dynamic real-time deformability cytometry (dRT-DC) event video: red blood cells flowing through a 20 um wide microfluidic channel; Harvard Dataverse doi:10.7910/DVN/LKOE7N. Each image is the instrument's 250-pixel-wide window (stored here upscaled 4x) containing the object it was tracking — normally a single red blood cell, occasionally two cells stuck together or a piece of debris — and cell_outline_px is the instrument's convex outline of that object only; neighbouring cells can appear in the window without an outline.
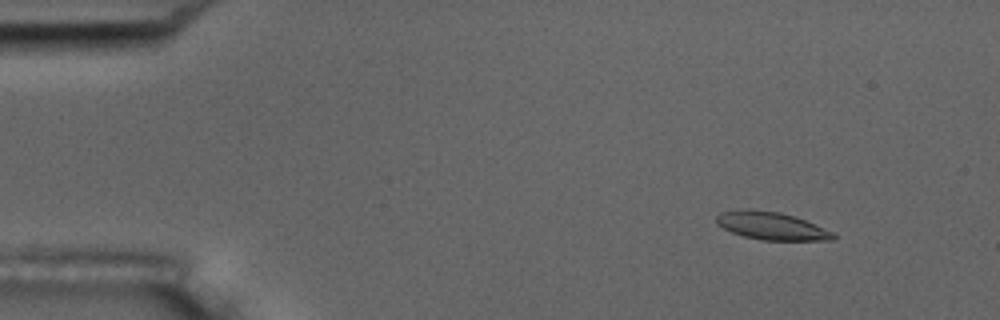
{"species": "common noctule bat (a hibernating species)", "species_latin": "Nyctalus noctula", "temperature_condition": "room temperature", "stored_images_in_passage": 4, "camera_frame_rate_fps": 3000, "um_per_image_px": 0.085, "animal": {"sex": "male", "body_mass_g": 17.5, "forearm_length_mm": 52.3}, "frame": {"image": 1, "passage_image": 2, "time_ms": 1.0, "image_size_px": [1000, 320], "cell_outline_px": [[836, 236], [832, 240], [764, 240], [744, 236], [732, 232], [716, 224], [716, 216], [720, 212], [744, 208], [752, 208], [780, 212], [804, 220], [836, 232]], "centroid_in_image_um": [65.56, 19.18], "position_along_channel_um": 19.4, "area_um2": 19.02}}
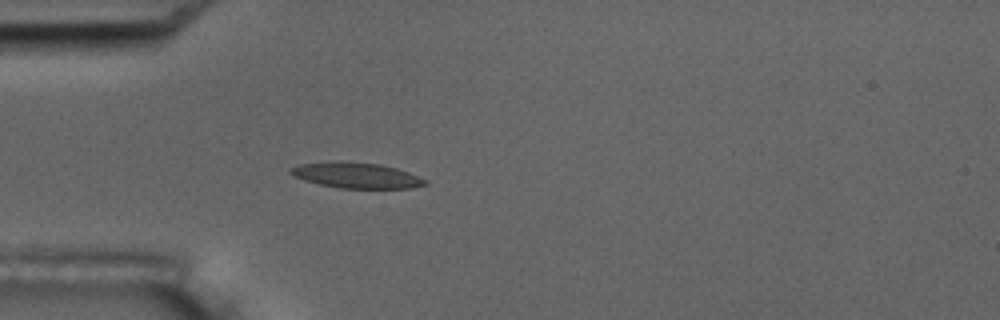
{"frame": {"image": 2, "passage_image": 4, "time_ms": 4.333, "image_size_px": [1000, 320], "cell_outline_px": [[428, 184], [412, 188], [340, 188], [320, 184], [304, 180], [292, 176], [288, 172], [288, 168], [300, 164], [336, 160], [340, 160], [380, 164], [396, 168], [408, 172], [428, 180]], "centroid_in_image_um": [30.26, 14.89], "position_along_channel_um": 54.7, "area_um2": 20.35}}